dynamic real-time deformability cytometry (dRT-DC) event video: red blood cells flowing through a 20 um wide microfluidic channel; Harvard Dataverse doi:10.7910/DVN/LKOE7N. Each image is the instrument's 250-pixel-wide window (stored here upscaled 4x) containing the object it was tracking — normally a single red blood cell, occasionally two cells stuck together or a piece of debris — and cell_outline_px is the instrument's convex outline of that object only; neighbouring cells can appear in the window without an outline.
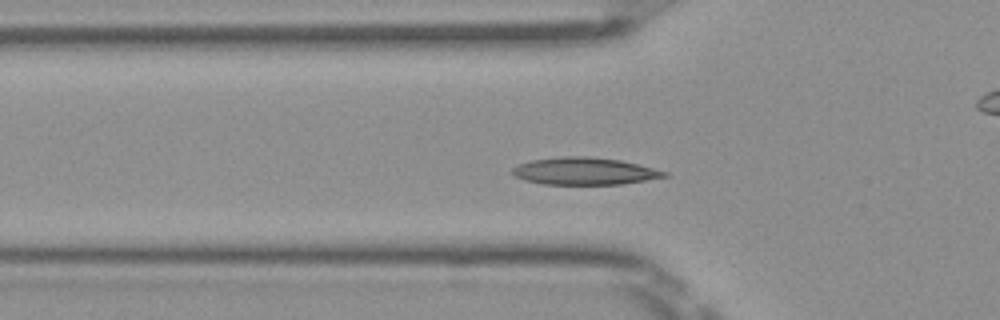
{"species": "Egyptian fruit bat (a non-hibernating species)", "species_latin": "Rousettus aegyptiacus", "temperature_condition": "room temperature", "stored_images_in_passage": 48, "camera_frame_rate_fps": 3000, "um_per_image_px": 0.085, "frame": {"image": 1, "passage_image": 13, "time_ms": 4.0, "image_size_px": [1000, 320], "cell_outline_px": [[668, 176], [620, 184], [544, 184], [524, 180], [516, 176], [512, 172], [512, 168], [520, 164], [532, 160], [564, 156], [592, 156], [620, 160], [668, 172]], "centroid_in_image_um": [49.66, 14.54], "position_along_channel_um": 76.1, "area_um2": 23.81}}
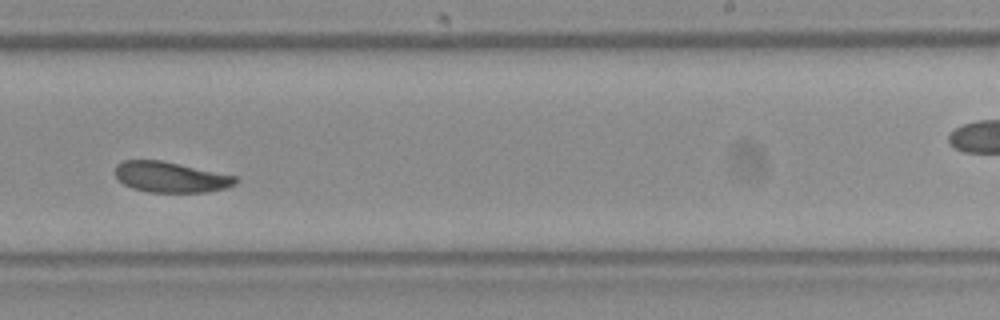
{"frame": {"image": 2, "passage_image": 28, "time_ms": 9.0, "image_size_px": [1000, 320], "cell_outline_px": [[240, 180], [236, 184], [228, 188], [208, 192], [148, 192], [132, 188], [124, 184], [116, 176], [116, 164], [124, 160], [160, 160], [180, 164], [236, 176]], "centroid_in_image_um": [14.54, 15.06], "position_along_channel_um": 274.5, "area_um2": 21.5}}
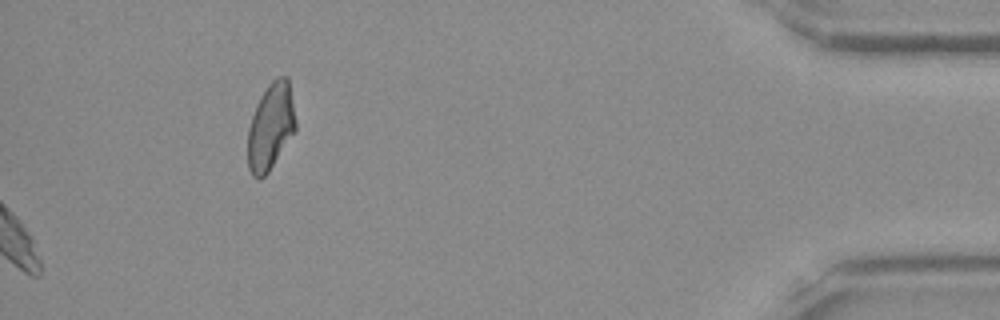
{"frame": {"image": 3, "passage_image": 48, "time_ms": 15.667, "image_size_px": [1000, 320], "cell_outline_px": [[296, 132], [268, 172], [260, 180], [252, 176], [248, 168], [248, 128], [256, 104], [260, 96], [268, 84], [276, 76], [288, 76], [296, 120]], "centroid_in_image_um": [23.02, 10.76], "position_along_channel_um": 412.2, "area_um2": 24.51}, "authors_computed_cell_mechanics": {"area_um2": 22.2819, "velocity_mm_per_s": 3.9628, "shape_relaxation_time_tau1_ms": 2.2282, "shape_relaxation_time_tau2_ms": null, "deformation_change_tau1": 0.0803, "deformation_change_tau2": null}}